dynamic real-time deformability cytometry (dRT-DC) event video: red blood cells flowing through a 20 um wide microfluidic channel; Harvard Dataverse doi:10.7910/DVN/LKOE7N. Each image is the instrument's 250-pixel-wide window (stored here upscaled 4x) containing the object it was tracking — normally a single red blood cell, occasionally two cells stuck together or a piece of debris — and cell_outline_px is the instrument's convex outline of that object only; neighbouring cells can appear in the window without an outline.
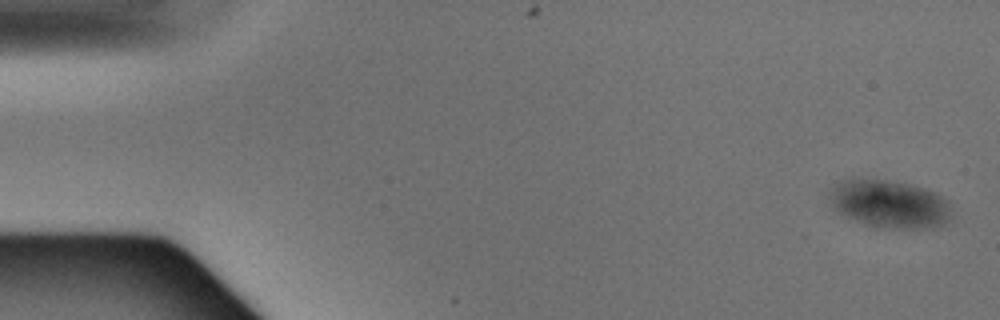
{"species": "Egyptian fruit bat (a non-hibernating species)", "species_latin": "Rousettus aegyptiacus", "temperature_condition": "warm", "stored_images_in_passage": 5, "camera_frame_rate_fps": 3000, "um_per_image_px": 0.085, "animal": {"sex": "male"}, "frame": {"image": 1, "passage_image": 1, "time_ms": 0.0, "image_size_px": [1000, 320], "cell_outline_px": [[952, 212], [948, 220], [944, 224], [928, 228], [872, 228], [840, 212], [832, 204], [832, 188], [840, 180], [848, 176], [860, 176], [888, 180], [908, 184], [924, 188], [936, 192], [948, 200]], "centroid_in_image_um": [75.62, 17.3], "position_along_channel_um": 9.4, "area_um2": 34.51}}
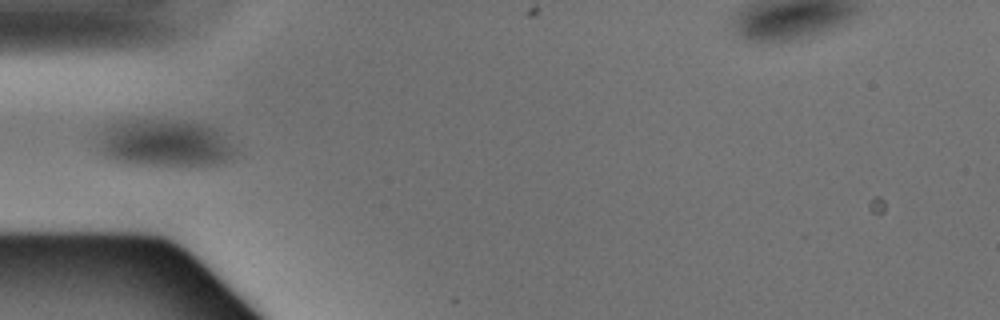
{"frame": {"image": 2, "passage_image": 4, "time_ms": 1.0, "image_size_px": [1000, 320], "cell_outline_px": [[240, 156], [224, 164], [120, 164], [104, 156], [100, 152], [100, 132], [104, 128], [120, 120], [192, 120], [212, 124], [220, 128], [224, 132], [236, 148]], "centroid_in_image_um": [14.14, 12.14], "position_along_channel_um": 70.9, "area_um2": 38.96}}
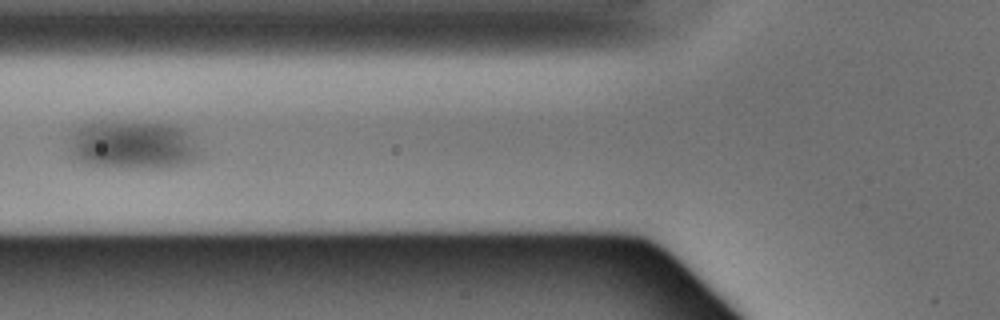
{"frame": {"image": 3, "passage_image": 5, "time_ms": 1.333, "image_size_px": [1000, 320], "cell_outline_px": [[204, 156], [188, 164], [168, 168], [120, 168], [88, 164], [76, 160], [68, 156], [68, 140], [76, 128], [80, 124], [88, 120], [120, 120], [172, 124], [184, 128], [192, 136]], "centroid_in_image_um": [11.27, 12.3], "position_along_channel_um": 114.5, "area_um2": 39.07}}